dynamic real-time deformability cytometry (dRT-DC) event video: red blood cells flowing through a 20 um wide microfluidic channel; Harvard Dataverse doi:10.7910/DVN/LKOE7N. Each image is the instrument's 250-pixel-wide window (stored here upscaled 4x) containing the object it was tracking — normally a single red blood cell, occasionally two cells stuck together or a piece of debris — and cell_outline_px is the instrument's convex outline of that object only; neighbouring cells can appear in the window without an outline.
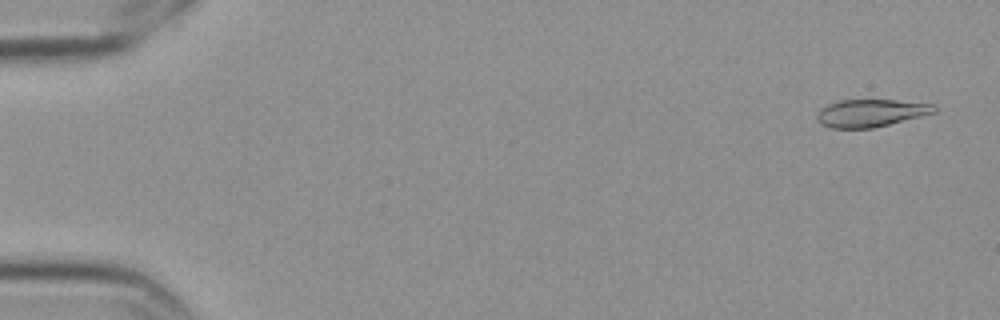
{"species": "Egyptian fruit bat (a non-hibernating species)", "species_latin": "Rousettus aegyptiacus", "temperature_condition": "cold", "stored_images_in_passage": 6, "camera_frame_rate_fps": 3000, "um_per_image_px": 0.085, "frame": {"image": 1, "passage_image": 1, "time_ms": 0.0, "image_size_px": [1000, 320], "cell_outline_px": [[936, 112], [872, 128], [832, 128], [820, 124], [816, 120], [816, 116], [820, 108], [828, 104], [840, 100], [896, 100], [932, 104], [936, 108]], "centroid_in_image_um": [73.96, 9.6], "position_along_channel_um": 11.0, "area_um2": 18.67}}
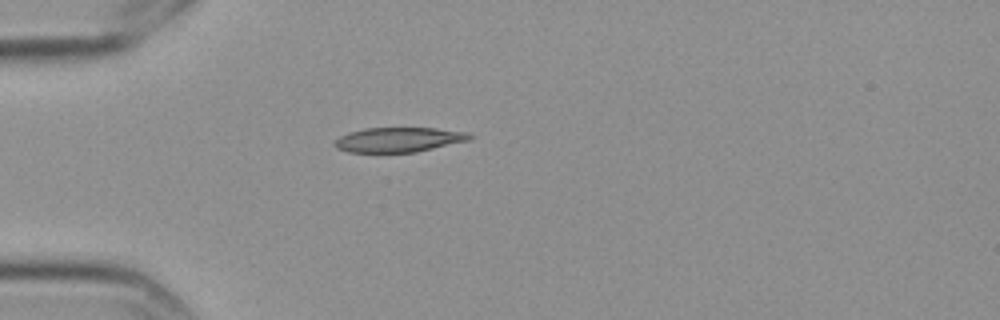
{"frame": {"image": 2, "passage_image": 5, "time_ms": 1.333, "image_size_px": [1000, 320], "cell_outline_px": [[472, 136], [468, 140], [416, 152], [348, 152], [336, 148], [332, 144], [332, 140], [348, 132], [364, 128], [436, 128], [468, 132]], "centroid_in_image_um": [33.81, 11.87], "position_along_channel_um": 51.2, "area_um2": 19.48}}